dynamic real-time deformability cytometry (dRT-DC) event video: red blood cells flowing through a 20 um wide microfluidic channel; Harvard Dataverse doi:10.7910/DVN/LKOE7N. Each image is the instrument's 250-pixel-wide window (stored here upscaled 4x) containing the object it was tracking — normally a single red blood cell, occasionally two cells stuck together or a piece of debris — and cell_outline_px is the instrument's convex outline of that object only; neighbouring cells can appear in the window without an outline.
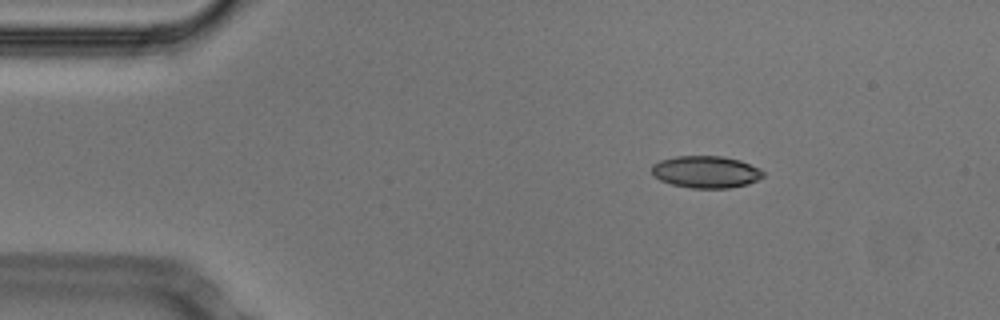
{"species": "Egyptian fruit bat (a non-hibernating species)", "species_latin": "Rousettus aegyptiacus", "temperature_condition": "cold", "stored_images_in_passage": 46, "camera_frame_rate_fps": 3000, "um_per_image_px": 0.085, "animal": {"sex": "male"}, "frame": {"image": 1, "passage_image": 1, "time_ms": 0.0, "image_size_px": [1000, 320], "cell_outline_px": [[764, 176], [748, 184], [728, 188], [692, 188], [672, 184], [660, 180], [652, 172], [652, 164], [660, 160], [676, 156], [724, 156], [740, 160], [760, 168], [764, 172]], "centroid_in_image_um": [60.02, 14.6], "position_along_channel_um": 25.0, "area_um2": 20.81}}
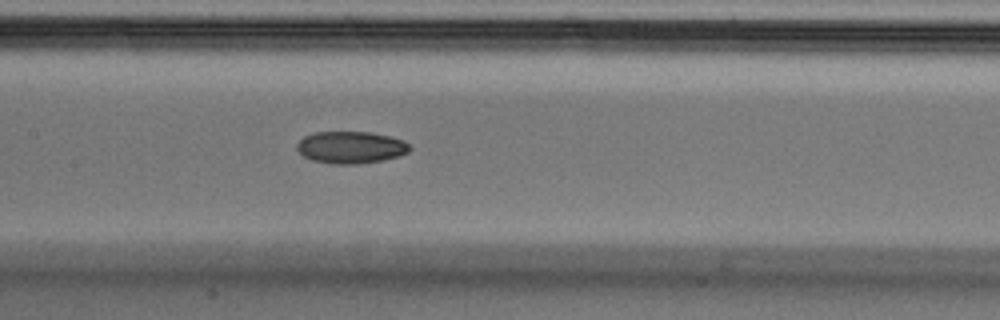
{"frame": {"image": 2, "passage_image": 18, "time_ms": 5.667, "image_size_px": [1000, 320], "cell_outline_px": [[412, 148], [408, 152], [400, 156], [384, 160], [356, 164], [332, 164], [312, 160], [304, 156], [296, 148], [296, 144], [304, 136], [316, 132], [368, 132], [388, 136], [404, 140]], "centroid_in_image_um": [29.83, 12.53], "position_along_channel_um": 177.6, "area_um2": 21.1}}
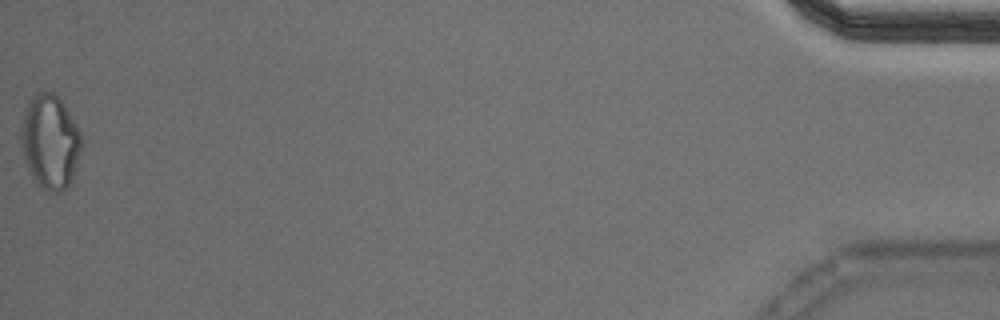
{"frame": {"image": 3, "passage_image": 46, "time_ms": 15.0, "image_size_px": [1000, 320], "cell_outline_px": [[84, 140], [72, 180], [68, 188], [56, 192], [52, 192], [40, 188], [32, 180], [24, 160], [20, 144], [20, 124], [24, 108], [28, 100], [36, 92], [52, 92], [60, 100], [76, 124]], "centroid_in_image_um": [4.22, 12.07], "position_along_channel_um": 431.0, "area_um2": 33.87}, "authors_computed_cell_mechanics": {"area_um2": 21.5016, "velocity_mm_per_s": 3.7619, "shape_relaxation_time_tau1_ms": null, "shape_relaxation_time_tau2_ms": 9.3894, "deformation_change_tau1": null, "deformation_change_tau2": 0.1319}}